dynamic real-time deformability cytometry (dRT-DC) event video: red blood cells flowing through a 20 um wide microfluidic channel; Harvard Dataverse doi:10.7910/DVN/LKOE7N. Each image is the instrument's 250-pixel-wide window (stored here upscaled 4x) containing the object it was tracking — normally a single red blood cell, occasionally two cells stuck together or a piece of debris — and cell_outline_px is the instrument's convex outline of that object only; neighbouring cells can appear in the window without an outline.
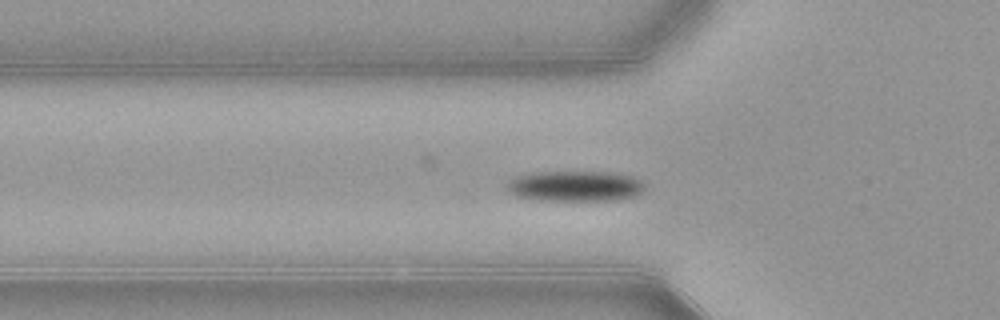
{"species": "common noctule bat (a hibernating species)", "species_latin": "Nyctalus noctula", "temperature_condition": "warm", "stored_images_in_passage": 54, "segment_of_instrument_passage": [1, 2], "camera_frame_rate_fps": 3000, "um_per_image_px": 0.085, "animal": {"sex": "female", "body_mass_g": 21.9}, "frame": {"image": 1, "passage_image": 18, "time_ms": 5.667, "image_size_px": [1000, 320], "cell_outline_px": [[648, 184], [636, 196], [620, 200], [536, 200], [516, 196], [508, 192], [508, 180], [516, 176], [536, 172], [608, 172], [632, 176]], "centroid_in_image_um": [48.91, 15.82], "position_along_channel_um": 76.9, "area_um2": 24.68}}
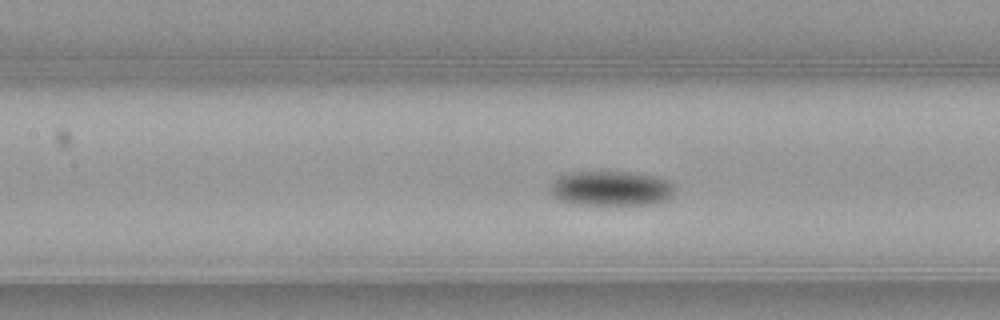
{"frame": {"image": 2, "passage_image": 24, "time_ms": 7.667, "image_size_px": [1000, 320], "cell_outline_px": [[672, 192], [664, 200], [652, 204], [572, 204], [560, 200], [552, 196], [552, 184], [560, 176], [568, 172], [628, 172], [656, 176], [672, 184]], "centroid_in_image_um": [51.89, 16.01], "position_along_channel_um": 155.5, "area_um2": 24.68}}
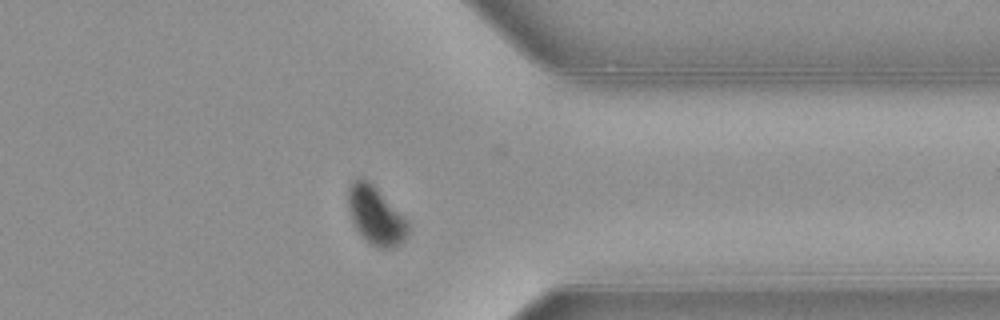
{"frame": {"image": 3, "passage_image": 42, "time_ms": 13.667, "image_size_px": [1000, 320], "cell_outline_px": [[408, 232], [404, 240], [400, 244], [392, 248], [376, 248], [364, 240], [356, 228], [352, 220], [348, 208], [348, 184], [356, 176], [360, 176], [368, 180], [408, 220]], "centroid_in_image_um": [31.91, 18.31], "position_along_channel_um": 379.5, "area_um2": 20.46}}